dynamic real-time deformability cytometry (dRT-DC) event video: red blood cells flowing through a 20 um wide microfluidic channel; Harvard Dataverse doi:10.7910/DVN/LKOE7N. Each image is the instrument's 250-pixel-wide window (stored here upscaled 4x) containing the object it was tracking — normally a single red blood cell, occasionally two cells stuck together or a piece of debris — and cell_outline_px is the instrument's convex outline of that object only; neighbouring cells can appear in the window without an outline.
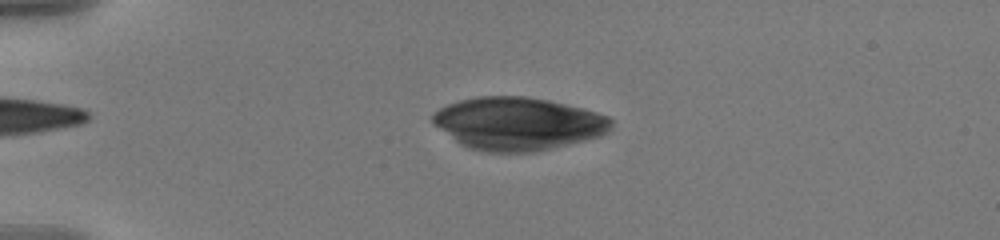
{"species": "human", "species_latin": "Homo sapiens", "temperature_condition": "warm", "stored_images_in_passage": 49, "camera_frame_rate_fps": 3000, "um_per_image_px": 0.085, "donor": {"sex": "male"}, "frame": {"image": 1, "passage_image": 13, "time_ms": 4.0, "image_size_px": [1000, 240], "cell_outline_px": [[612, 128], [608, 132], [600, 136], [536, 152], [488, 152], [468, 148], [460, 144], [432, 124], [432, 112], [448, 104], [460, 100], [476, 96], [524, 96], [548, 100], [584, 108], [608, 116], [612, 120]], "centroid_in_image_um": [44.01, 10.5], "position_along_channel_um": 41.0, "area_um2": 55.2}}
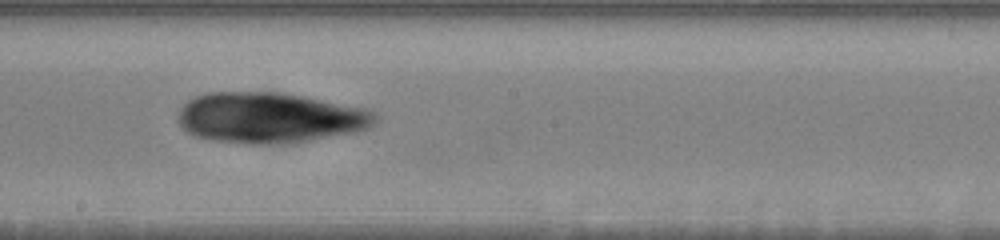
{"frame": {"image": 2, "passage_image": 32, "time_ms": 10.333, "image_size_px": [1000, 240], "cell_outline_px": [[376, 120], [368, 128], [356, 132], [288, 144], [256, 144], [216, 140], [196, 136], [180, 128], [176, 120], [180, 108], [188, 100], [204, 92], [280, 92], [364, 108], [376, 112]], "centroid_in_image_um": [22.89, 10.01], "position_along_channel_um": 225.3, "area_um2": 58.2}}
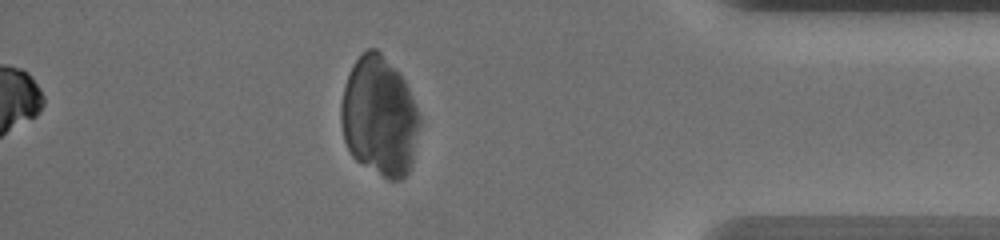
{"frame": {"image": 3, "passage_image": 49, "time_ms": 16.0, "image_size_px": [1000, 240], "cell_outline_px": [[420, 124], [412, 164], [408, 172], [400, 180], [388, 180], [360, 164], [352, 156], [344, 140], [340, 124], [340, 104], [344, 84], [348, 72], [352, 64], [360, 52], [368, 48], [376, 48], [400, 72], [420, 112]], "centroid_in_image_um": [32.23, 9.88], "position_along_channel_um": 403.0, "area_um2": 55.72}}